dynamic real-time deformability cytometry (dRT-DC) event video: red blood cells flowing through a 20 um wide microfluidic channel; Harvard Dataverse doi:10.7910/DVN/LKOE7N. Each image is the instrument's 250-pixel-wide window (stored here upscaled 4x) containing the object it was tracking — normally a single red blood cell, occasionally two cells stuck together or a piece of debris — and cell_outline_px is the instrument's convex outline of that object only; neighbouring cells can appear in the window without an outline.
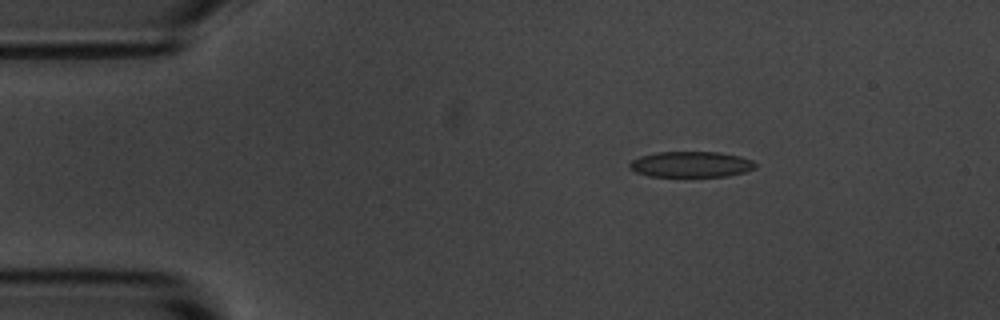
{"species": "common noctule bat (a hibernating species)", "species_latin": "Nyctalus noctula", "temperature_condition": "room temperature", "stored_images_in_passage": 5, "camera_frame_rate_fps": 3000, "um_per_image_px": 0.085, "animal": {"sex": "male", "body_mass_g": 20.1, "forearm_length_mm": 53.5}, "frame": {"image": 1, "passage_image": 3, "time_ms": 2.333, "image_size_px": [1000, 320], "cell_outline_px": [[756, 168], [744, 172], [728, 176], [648, 176], [636, 172], [628, 168], [628, 164], [632, 160], [640, 156], [656, 152], [720, 152], [740, 156], [752, 160], [756, 164]], "centroid_in_image_um": [58.72, 13.96], "position_along_channel_um": 26.3, "area_um2": 18.96}}
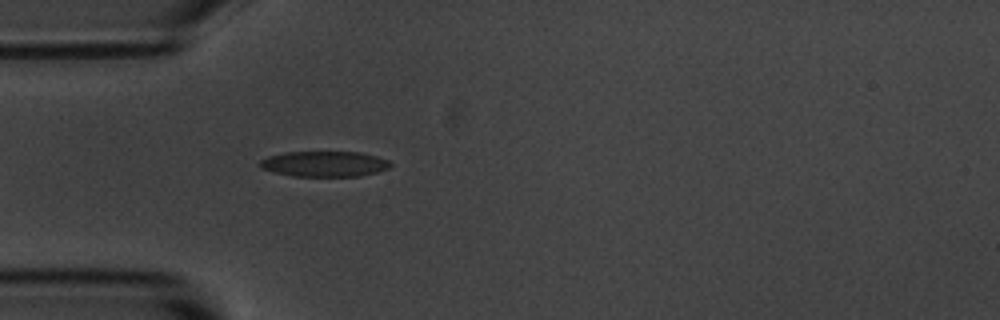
{"frame": {"image": 2, "passage_image": 5, "time_ms": 4.667, "image_size_px": [1000, 320], "cell_outline_px": [[392, 164], [388, 168], [376, 172], [360, 176], [292, 176], [260, 168], [260, 160], [268, 156], [284, 152], [360, 152], [376, 156], [388, 160]], "centroid_in_image_um": [27.57, 13.93], "position_along_channel_um": 57.4, "area_um2": 19.31}}